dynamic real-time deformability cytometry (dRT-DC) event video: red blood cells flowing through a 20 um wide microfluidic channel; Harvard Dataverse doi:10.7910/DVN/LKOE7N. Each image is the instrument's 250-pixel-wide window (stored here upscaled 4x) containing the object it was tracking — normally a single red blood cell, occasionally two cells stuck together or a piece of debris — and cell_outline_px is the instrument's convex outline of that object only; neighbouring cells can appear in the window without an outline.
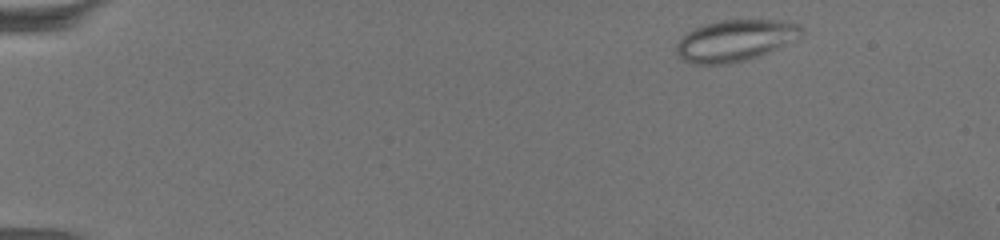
{"species": "common noctule bat (a hibernating species)", "species_latin": "Nyctalus noctula", "temperature_condition": "warm", "stored_images_in_passage": 61, "camera_frame_rate_fps": 3000, "um_per_image_px": 0.085, "animal": {"sex": "female", "body_mass_g": 19.5, "forearm_length_mm": 54.1}, "frame": {"image": 1, "passage_image": 4, "time_ms": 1.0, "image_size_px": [1000, 240], "cell_outline_px": [[800, 32], [796, 40], [760, 56], [748, 60], [728, 64], [696, 64], [684, 60], [676, 52], [676, 44], [688, 32], [696, 28], [708, 24], [724, 20], [780, 20], [800, 24]], "centroid_in_image_um": [62.51, 3.46], "position_along_channel_um": 22.5, "area_um2": 29.82}}
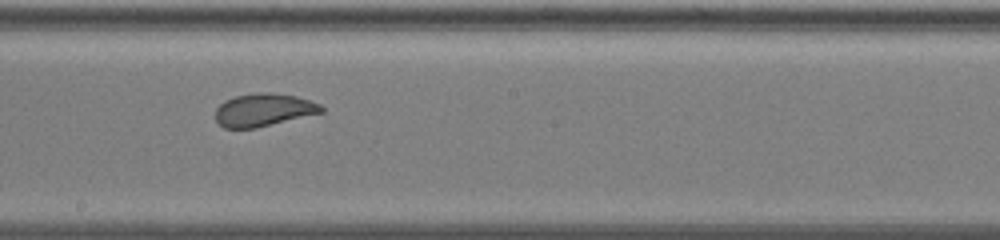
{"frame": {"image": 2, "passage_image": 34, "time_ms": 11.0, "image_size_px": [1000, 240], "cell_outline_px": [[324, 112], [256, 128], [224, 128], [216, 120], [216, 108], [224, 100], [236, 96], [256, 92], [268, 92], [296, 96], [320, 104], [324, 108]], "centroid_in_image_um": [22.4, 9.34], "position_along_channel_um": 225.8, "area_um2": 20.23}}
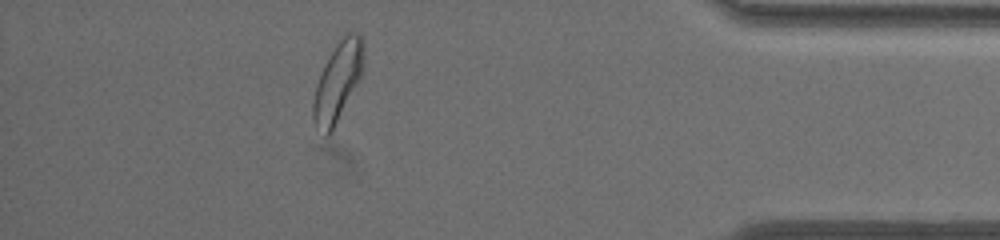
{"frame": {"image": 3, "passage_image": 54, "time_ms": 17.667, "image_size_px": [1000, 240], "cell_outline_px": [[364, 72], [332, 132], [328, 136], [324, 136], [316, 128], [312, 120], [312, 104], [316, 84], [324, 64], [328, 56], [344, 32], [356, 32], [360, 36], [364, 44]], "centroid_in_image_um": [28.71, 6.95], "position_along_channel_um": 406.5, "area_um2": 23.87}, "authors_computed_cell_mechanics": {"area_um2": 23.2356, "velocity_mm_per_s": 3.2561, "shape_relaxation_time_tau1_ms": null, "shape_relaxation_time_tau2_ms": 0.9934, "deformation_change_tau1": null, "deformation_change_tau2": 0.0774}}